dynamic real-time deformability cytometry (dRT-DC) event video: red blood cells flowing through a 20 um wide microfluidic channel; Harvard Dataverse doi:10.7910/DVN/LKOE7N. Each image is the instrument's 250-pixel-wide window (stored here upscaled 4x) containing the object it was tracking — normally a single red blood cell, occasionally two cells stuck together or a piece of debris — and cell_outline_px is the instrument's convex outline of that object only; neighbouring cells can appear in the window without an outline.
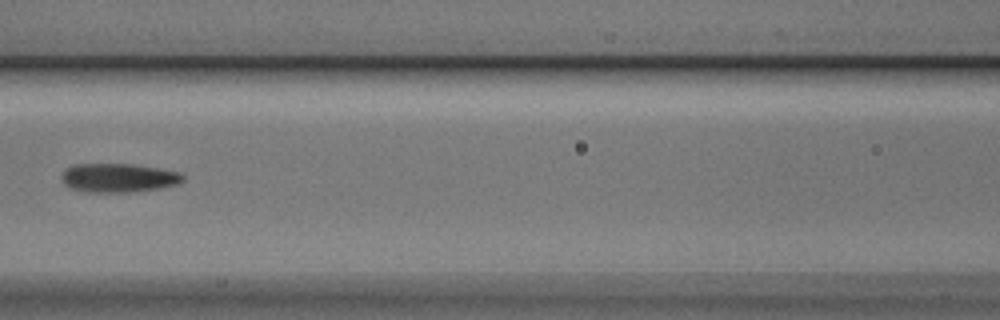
{"species": "Egyptian fruit bat (a non-hibernating species)", "species_latin": "Rousettus aegyptiacus", "temperature_condition": "cold", "stored_images_in_passage": 8, "camera_frame_rate_fps": 3000, "um_per_image_px": 0.085, "animal": {"sex": "male"}, "frame": {"image": 1, "passage_image": 7, "time_ms": 2.0, "image_size_px": [1000, 320], "cell_outline_px": [[184, 180], [176, 184], [160, 188], [128, 192], [84, 192], [68, 188], [60, 180], [60, 176], [68, 168], [76, 164], [132, 164], [160, 168], [180, 172], [184, 176]], "centroid_in_image_um": [10.04, 15.12], "position_along_channel_um": 156.6, "area_um2": 20.52}}
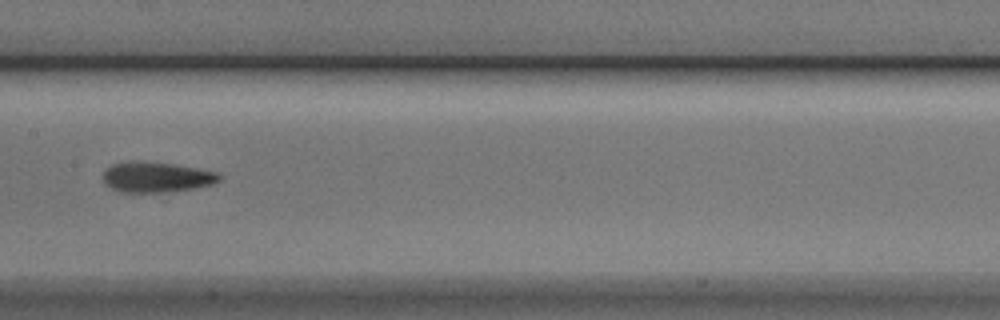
{"frame": {"image": 2, "passage_image": 8, "time_ms": 2.333, "image_size_px": [1000, 320], "cell_outline_px": [[220, 180], [212, 184], [196, 188], [156, 192], [120, 192], [104, 184], [104, 172], [112, 164], [132, 160], [172, 164], [196, 168], [216, 172], [220, 176]], "centroid_in_image_um": [13.27, 15.05], "position_along_channel_um": 194.1, "area_um2": 20.29}}